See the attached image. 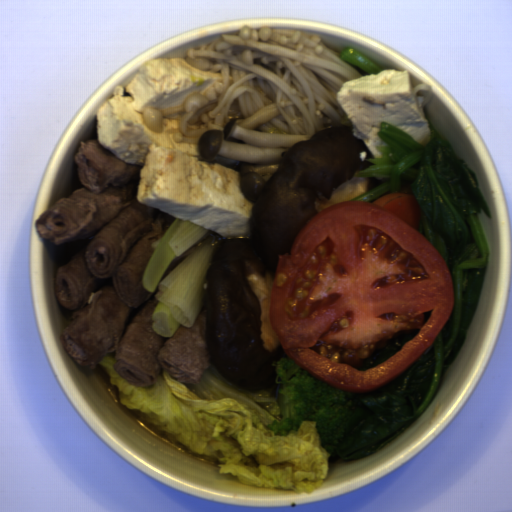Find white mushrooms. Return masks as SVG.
I'll use <instances>...</instances> for the list:
<instances>
[{"mask_svg":"<svg viewBox=\"0 0 512 512\" xmlns=\"http://www.w3.org/2000/svg\"><path fill=\"white\" fill-rule=\"evenodd\" d=\"M311 136L290 134L269 121L250 130L230 119L223 131L209 130L195 145L203 161L239 171V187L250 202L275 173L281 153Z\"/></svg>","mask_w":512,"mask_h":512,"instance_id":"1e6be865","label":"white mushrooms"}]
</instances>
